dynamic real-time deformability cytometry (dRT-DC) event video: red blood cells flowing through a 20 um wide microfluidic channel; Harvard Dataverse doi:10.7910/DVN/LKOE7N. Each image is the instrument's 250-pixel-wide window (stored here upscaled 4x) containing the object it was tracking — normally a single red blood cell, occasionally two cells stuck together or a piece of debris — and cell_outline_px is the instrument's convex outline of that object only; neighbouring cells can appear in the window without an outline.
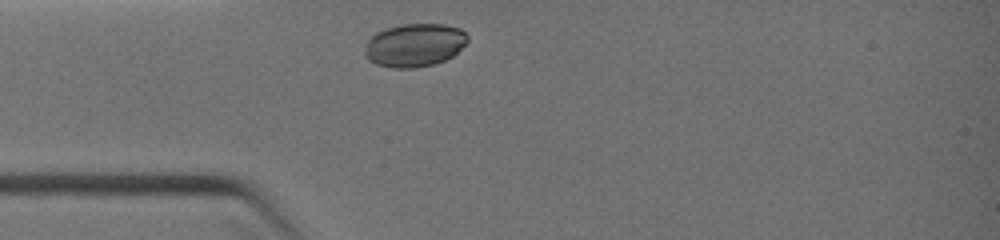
{"species": "common noctule bat (a hibernating species)", "species_latin": "Nyctalus noctula", "temperature_condition": "warm", "stored_images_in_passage": 1, "camera_frame_rate_fps": 3000, "um_per_image_px": 0.085, "animal": {"sex": "female", "body_mass_g": 19.0, "forearm_length_mm": 51.5}, "frame": {"image": 1, "passage_image": 1, "time_ms": 0.0, "image_size_px": [1000, 240], "cell_outline_px": [[468, 40], [452, 56], [444, 60], [432, 64], [412, 68], [392, 68], [376, 64], [368, 60], [364, 56], [364, 52], [368, 40], [376, 32], [400, 24], [444, 24], [460, 28], [468, 36]], "centroid_in_image_um": [35.21, 3.83], "position_along_channel_um": 49.8, "area_um2": 25.78}}